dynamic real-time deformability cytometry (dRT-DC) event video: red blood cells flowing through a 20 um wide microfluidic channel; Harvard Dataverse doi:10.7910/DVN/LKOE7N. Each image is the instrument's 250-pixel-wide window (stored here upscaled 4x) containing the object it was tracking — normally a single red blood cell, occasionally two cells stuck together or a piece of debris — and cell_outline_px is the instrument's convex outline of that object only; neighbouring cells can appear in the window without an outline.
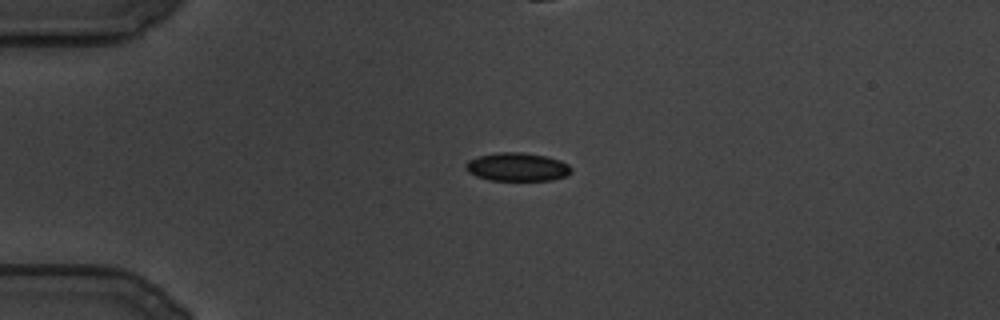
{"species": "common noctule bat (a hibernating species)", "species_latin": "Nyctalus noctula", "temperature_condition": "cold", "stored_images_in_passage": 78, "camera_frame_rate_fps": 3000, "um_per_image_px": 0.085, "animal": {"sex": "male", "body_mass_g": 19.5, "forearm_length_mm": 54.6}, "frame": {"image": 1, "passage_image": 1, "time_ms": 0.0, "image_size_px": [1000, 320], "cell_outline_px": [[572, 172], [564, 176], [552, 180], [488, 180], [476, 176], [468, 172], [464, 168], [464, 164], [468, 160], [476, 156], [496, 152], [520, 152], [548, 156], [560, 160], [568, 164], [572, 168]], "centroid_in_image_um": [43.93, 14.18], "position_along_channel_um": 41.1, "area_um2": 17.69}}
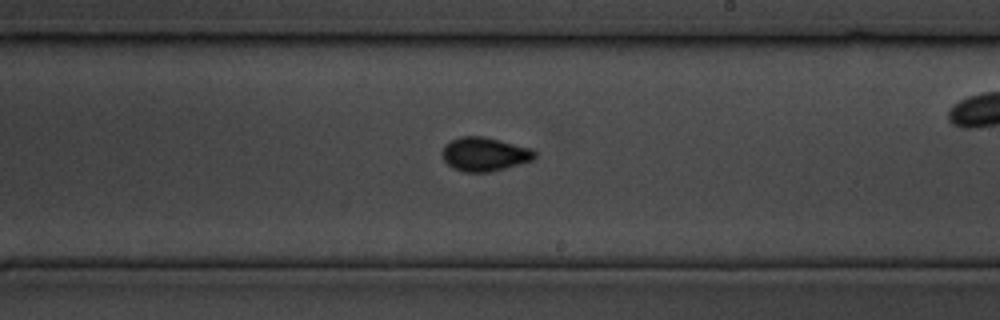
{"frame": {"image": 2, "passage_image": 43, "time_ms": 14.0, "image_size_px": [1000, 320], "cell_outline_px": [[536, 160], [488, 172], [464, 172], [452, 168], [444, 160], [440, 152], [452, 140], [460, 136], [484, 136], [532, 148], [536, 152]], "centroid_in_image_um": [41.22, 13.11], "position_along_channel_um": 247.8, "area_um2": 18.32}}
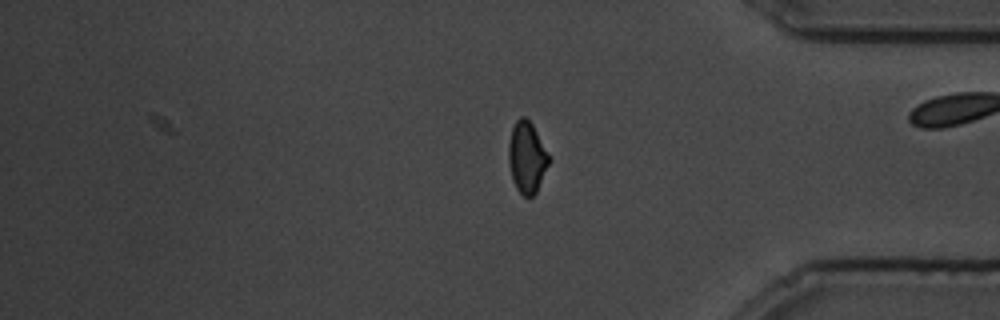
{"frame": {"image": 3, "passage_image": 71, "time_ms": 23.333, "image_size_px": [1000, 320], "cell_outline_px": [[552, 160], [536, 192], [532, 196], [524, 196], [516, 188], [512, 180], [508, 160], [508, 144], [512, 128], [516, 120], [520, 116], [524, 116], [532, 124], [548, 152]], "centroid_in_image_um": [44.8, 13.37], "position_along_channel_um": 390.4, "area_um2": 16.94}}